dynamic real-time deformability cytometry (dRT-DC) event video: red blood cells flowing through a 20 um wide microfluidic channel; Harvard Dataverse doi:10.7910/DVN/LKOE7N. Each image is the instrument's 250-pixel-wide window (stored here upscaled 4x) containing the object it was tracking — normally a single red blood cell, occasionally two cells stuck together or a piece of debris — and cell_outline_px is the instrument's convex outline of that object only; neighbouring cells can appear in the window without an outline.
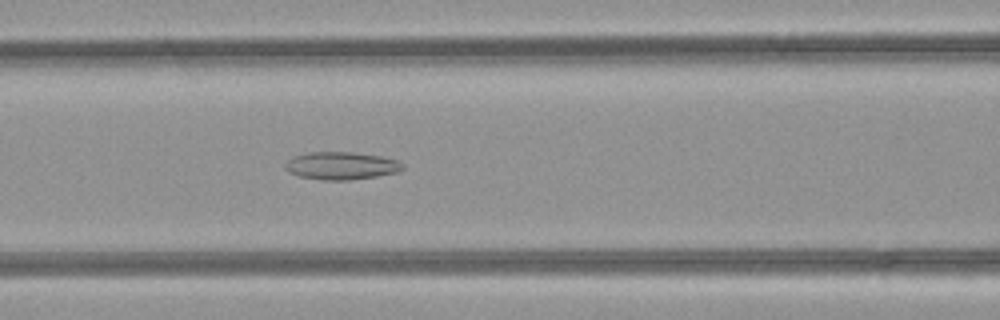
{"species": "common noctule bat (a hibernating species)", "species_latin": "Nyctalus noctula", "temperature_condition": "room temperature", "stored_images_in_passage": 41, "camera_frame_rate_fps": 3000, "um_per_image_px": 0.085, "animal": {"sex": "female", "body_mass_g": 21.9}, "frame": {"image": 1, "passage_image": 15, "time_ms": 4.667, "image_size_px": [1000, 320], "cell_outline_px": [[404, 168], [396, 172], [376, 176], [348, 180], [320, 180], [296, 176], [288, 172], [284, 168], [284, 164], [292, 156], [308, 152], [352, 152], [380, 156], [396, 160], [404, 164]], "centroid_in_image_um": [28.94, 14.09], "position_along_channel_um": 137.7, "area_um2": 19.07}}
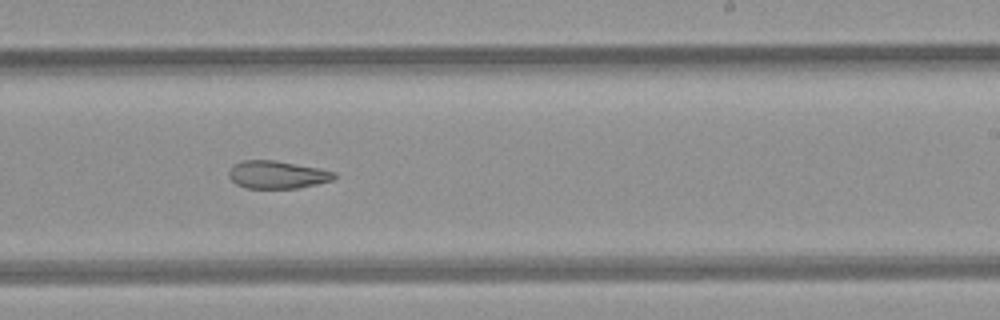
{"frame": {"image": 2, "passage_image": 24, "time_ms": 7.667, "image_size_px": [1000, 320], "cell_outline_px": [[336, 176], [332, 180], [316, 184], [296, 188], [248, 188], [236, 184], [228, 176], [228, 172], [240, 160], [276, 160], [320, 168], [336, 172]], "centroid_in_image_um": [23.57, 14.84], "position_along_channel_um": 265.4, "area_um2": 16.99}}
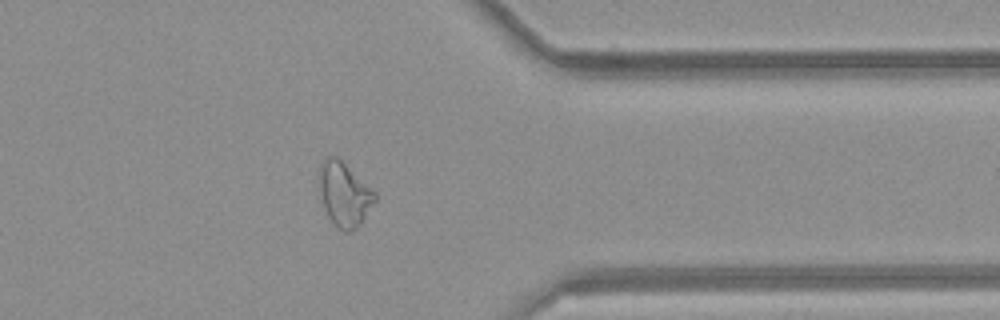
{"frame": {"image": 3, "passage_image": 33, "time_ms": 10.667, "image_size_px": [1000, 320], "cell_outline_px": [[376, 200], [360, 224], [356, 228], [348, 232], [344, 232], [332, 224], [324, 208], [316, 180], [320, 164], [324, 156], [336, 156], [376, 192]], "centroid_in_image_um": [29.21, 16.5], "position_along_channel_um": 382.2, "area_um2": 21.1}, "authors_computed_cell_mechanics": {"area_um2": 19.5942, "velocity_mm_per_s": 4.2693, "shape_relaxation_time_tau1_ms": null, "shape_relaxation_time_tau2_ms": 3.8794, "deformation_change_tau1": null, "deformation_change_tau2": 0.1187}}